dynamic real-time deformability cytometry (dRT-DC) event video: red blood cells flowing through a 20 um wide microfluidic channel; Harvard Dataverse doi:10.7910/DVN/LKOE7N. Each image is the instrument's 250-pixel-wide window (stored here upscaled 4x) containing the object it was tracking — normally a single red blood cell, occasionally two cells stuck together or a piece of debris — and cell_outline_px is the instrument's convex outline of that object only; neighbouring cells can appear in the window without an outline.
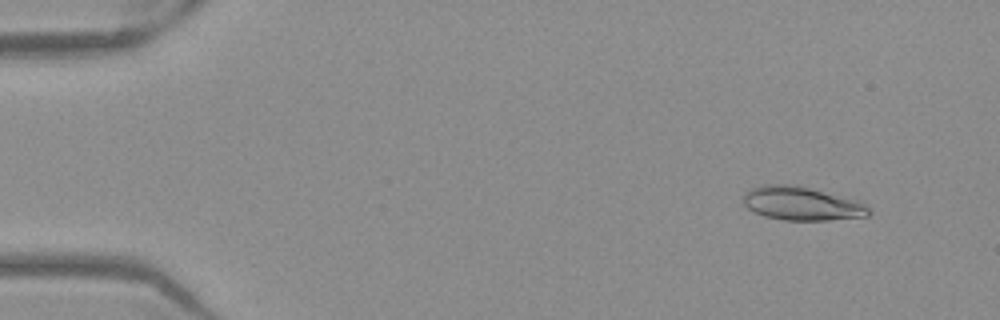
{"species": "Egyptian fruit bat (a non-hibernating species)", "species_latin": "Rousettus aegyptiacus", "temperature_condition": "warm", "stored_images_in_passage": 52, "camera_frame_rate_fps": 3000, "um_per_image_px": 0.085, "frame": {"image": 1, "passage_image": 5, "time_ms": 1.333, "image_size_px": [1000, 320], "cell_outline_px": [[872, 212], [868, 216], [828, 220], [784, 220], [764, 216], [748, 208], [744, 204], [744, 192], [760, 184], [796, 184], [860, 200], [868, 204]], "centroid_in_image_um": [68.2, 17.28], "position_along_channel_um": 16.8, "area_um2": 25.03}}
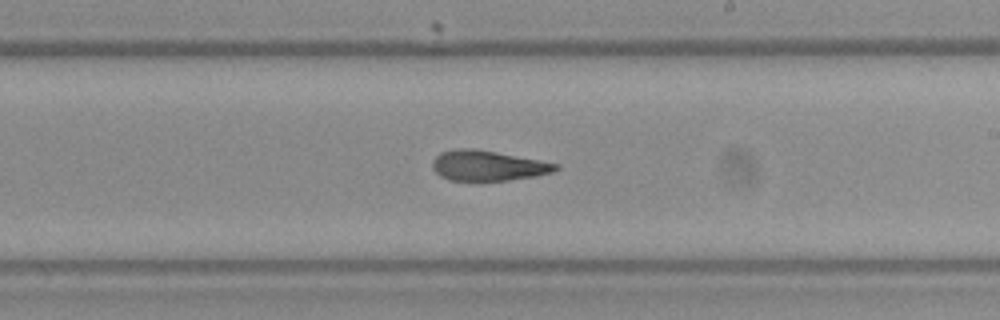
{"frame": {"image": 2, "passage_image": 31, "time_ms": 10.0, "image_size_px": [1000, 320], "cell_outline_px": [[560, 168], [552, 172], [536, 176], [508, 180], [448, 180], [440, 176], [432, 168], [432, 160], [440, 152], [456, 148], [476, 148], [540, 160], [560, 164]], "centroid_in_image_um": [41.46, 14.06], "position_along_channel_um": 247.5, "area_um2": 21.85}}
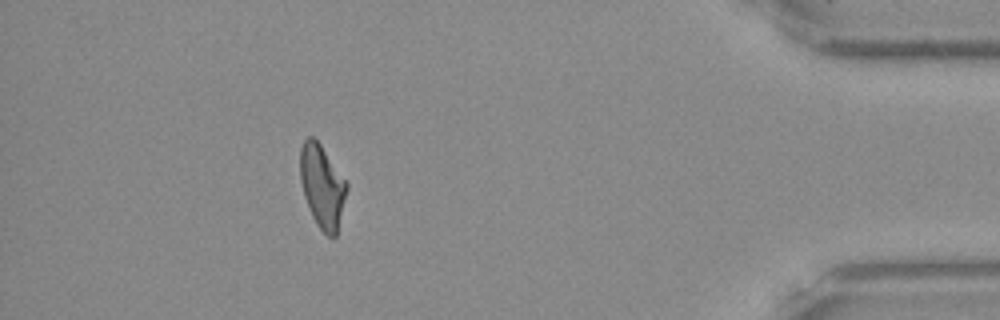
{"frame": {"image": 3, "passage_image": 47, "time_ms": 15.333, "image_size_px": [1000, 320], "cell_outline_px": [[348, 188], [336, 236], [328, 236], [316, 224], [312, 216], [304, 196], [300, 180], [300, 148], [304, 140], [308, 136], [312, 136], [320, 144], [348, 184]], "centroid_in_image_um": [27.37, 15.83], "position_along_channel_um": 407.8, "area_um2": 22.31}, "authors_computed_cell_mechanics": {"area_um2": 22.9466, "velocity_mm_per_s": 3.9395, "shape_relaxation_time_tau1_ms": 8.2006, "shape_relaxation_time_tau2_ms": 3.4798, "deformation_change_tau1": 0.257, "deformation_change_tau2": 0.13}}